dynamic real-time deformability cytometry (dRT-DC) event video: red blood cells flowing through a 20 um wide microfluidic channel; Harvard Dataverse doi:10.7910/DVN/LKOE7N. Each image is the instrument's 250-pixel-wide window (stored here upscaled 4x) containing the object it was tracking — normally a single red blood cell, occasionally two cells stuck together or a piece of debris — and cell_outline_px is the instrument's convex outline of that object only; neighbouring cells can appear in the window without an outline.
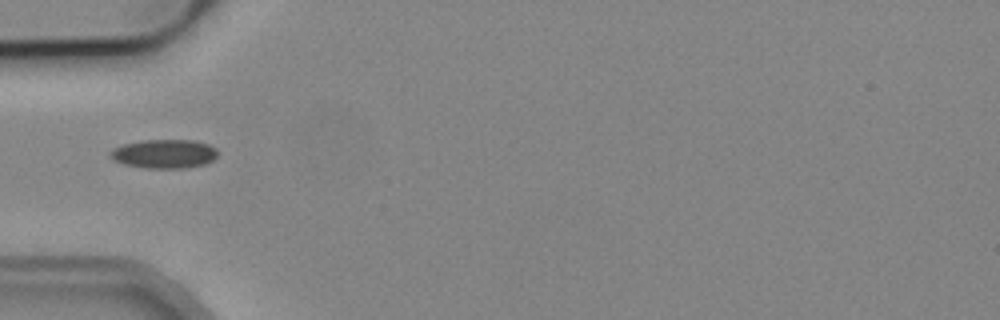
{"species": "common noctule bat (a hibernating species)", "species_latin": "Nyctalus noctula", "temperature_condition": "cold", "stored_images_in_passage": 9, "camera_frame_rate_fps": 3000, "um_per_image_px": 0.085, "animal": {"sex": "male", "body_mass_g": 19.2, "forearm_length_mm": 51.8}, "frame": {"image": 1, "passage_image": 1, "time_ms": 0.0, "image_size_px": [1000, 320], "cell_outline_px": [[216, 156], [212, 160], [204, 164], [184, 168], [144, 168], [124, 164], [112, 160], [112, 148], [124, 144], [144, 140], [196, 140], [208, 144], [216, 148]], "centroid_in_image_um": [13.96, 13.07], "position_along_channel_um": 71.0, "area_um2": 17.98}}